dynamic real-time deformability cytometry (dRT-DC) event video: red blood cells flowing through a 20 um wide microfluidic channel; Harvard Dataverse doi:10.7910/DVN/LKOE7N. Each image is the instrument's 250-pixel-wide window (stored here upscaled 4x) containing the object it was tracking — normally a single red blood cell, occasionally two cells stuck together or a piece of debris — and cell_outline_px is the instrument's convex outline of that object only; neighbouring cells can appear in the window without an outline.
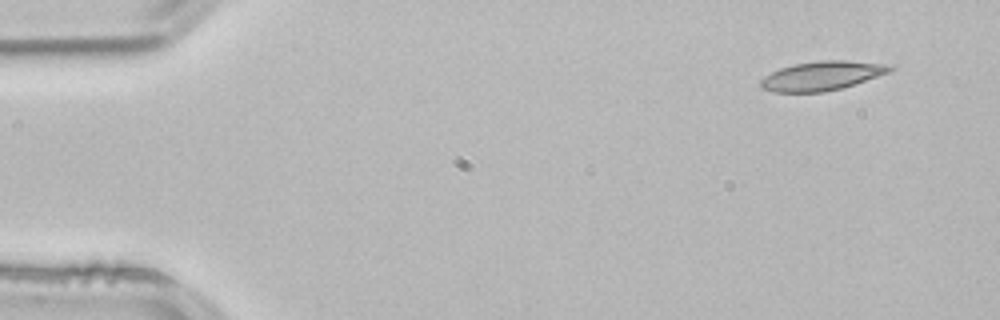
{"species": "common noctule bat (a hibernating species)", "species_latin": "Nyctalus noctula", "temperature_condition": "room temperature", "stored_images_in_passage": 4, "segment_of_instrument_passage": [1, 2], "camera_frame_rate_fps": 3000, "um_per_image_px": 0.085, "animal": {"sex": "male", "body_mass_g": 21.5, "forearm_length_mm": 52.0}, "frame": {"image": 1, "passage_image": 1, "time_ms": 0.0, "image_size_px": [1000, 320], "cell_outline_px": [[896, 68], [888, 72], [840, 88], [824, 92], [772, 92], [760, 88], [760, 80], [764, 76], [780, 68], [792, 64], [820, 60], [844, 60], [892, 64]], "centroid_in_image_um": [69.83, 6.43], "position_along_channel_um": 15.2, "area_um2": 21.91}}
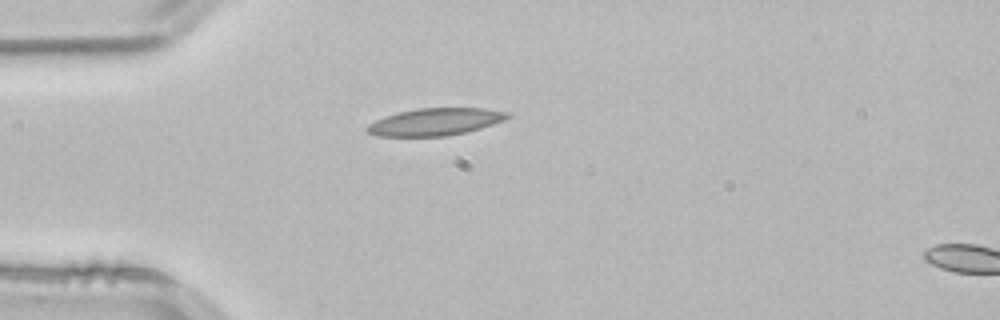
{"frame": {"image": 2, "passage_image": 3, "time_ms": 0.667, "image_size_px": [1000, 320], "cell_outline_px": [[512, 116], [504, 120], [480, 128], [448, 136], [376, 136], [368, 132], [364, 128], [368, 124], [384, 116], [396, 112], [416, 108], [484, 108], [508, 112]], "centroid_in_image_um": [36.96, 10.35], "position_along_channel_um": 48.0, "area_um2": 22.37}}